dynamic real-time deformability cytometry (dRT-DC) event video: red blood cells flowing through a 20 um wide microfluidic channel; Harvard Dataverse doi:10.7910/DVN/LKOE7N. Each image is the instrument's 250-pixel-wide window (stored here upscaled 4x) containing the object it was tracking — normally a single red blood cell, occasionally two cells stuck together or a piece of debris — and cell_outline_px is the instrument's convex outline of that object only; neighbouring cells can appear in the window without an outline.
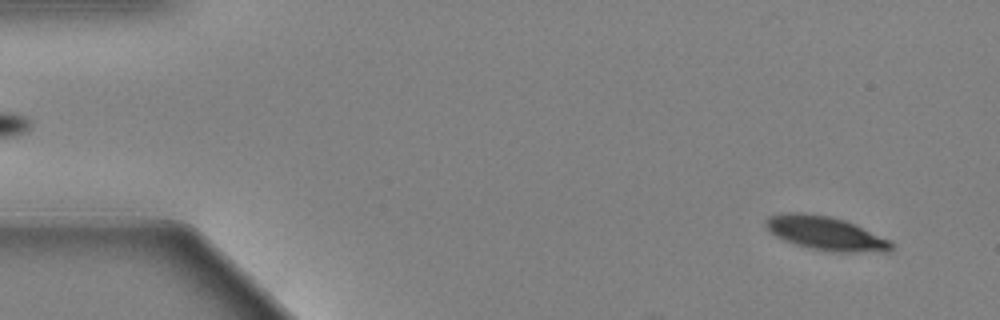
{"species": "Egyptian fruit bat (a non-hibernating species)", "species_latin": "Rousettus aegyptiacus", "temperature_condition": "warm", "stored_images_in_passage": 60, "camera_frame_rate_fps": 3000, "um_per_image_px": 0.085, "animal": {"sex": "female"}, "frame": {"image": 1, "passage_image": 4, "time_ms": 1.0, "image_size_px": [1000, 320], "cell_outline_px": [[896, 244], [892, 252], [828, 252], [808, 248], [784, 240], [776, 236], [764, 224], [764, 220], [768, 216], [788, 212], [800, 212], [828, 216], [844, 220], [888, 240]], "centroid_in_image_um": [70.18, 19.85], "position_along_channel_um": 14.8, "area_um2": 24.62}}
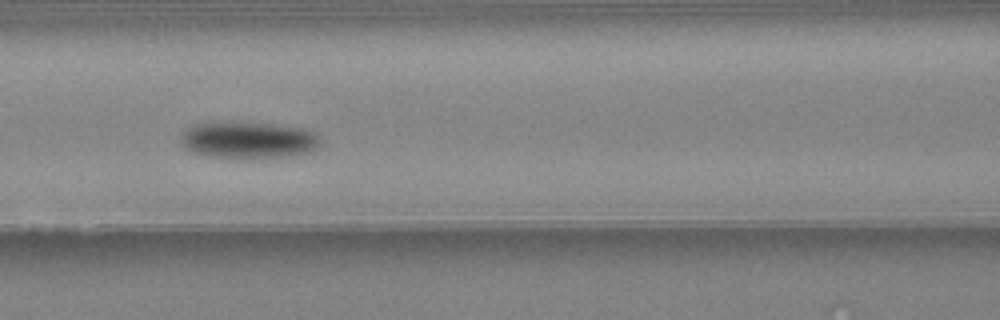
{"frame": {"image": 2, "passage_image": 26, "time_ms": 8.333, "image_size_px": [1000, 320], "cell_outline_px": [[320, 144], [316, 148], [308, 152], [288, 156], [244, 160], [208, 156], [192, 152], [184, 148], [180, 144], [184, 132], [188, 128], [196, 124], [272, 124], [300, 128], [312, 132], [316, 136]], "centroid_in_image_um": [21.09, 11.97], "position_along_channel_um": 145.5, "area_um2": 29.36}}
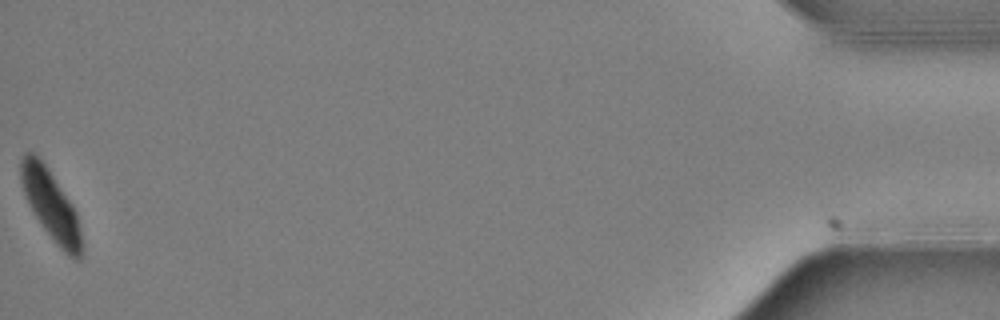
{"frame": {"image": 3, "passage_image": 60, "time_ms": 19.667, "image_size_px": [1000, 320], "cell_outline_px": [[84, 256], [80, 260], [76, 260], [68, 256], [52, 240], [32, 212], [28, 204], [20, 180], [20, 160], [24, 152], [32, 152], [48, 168], [72, 204], [76, 212], [84, 244]], "centroid_in_image_um": [4.35, 17.51], "position_along_channel_um": 430.8, "area_um2": 25.09}, "authors_computed_cell_mechanics": {"area_um2": 26.7325, "velocity_mm_per_s": 3.395, "shape_relaxation_time_tau1_ms": 1.9483, "shape_relaxation_time_tau2_ms": null, "deformation_change_tau1": 0.148, "deformation_change_tau2": null}}